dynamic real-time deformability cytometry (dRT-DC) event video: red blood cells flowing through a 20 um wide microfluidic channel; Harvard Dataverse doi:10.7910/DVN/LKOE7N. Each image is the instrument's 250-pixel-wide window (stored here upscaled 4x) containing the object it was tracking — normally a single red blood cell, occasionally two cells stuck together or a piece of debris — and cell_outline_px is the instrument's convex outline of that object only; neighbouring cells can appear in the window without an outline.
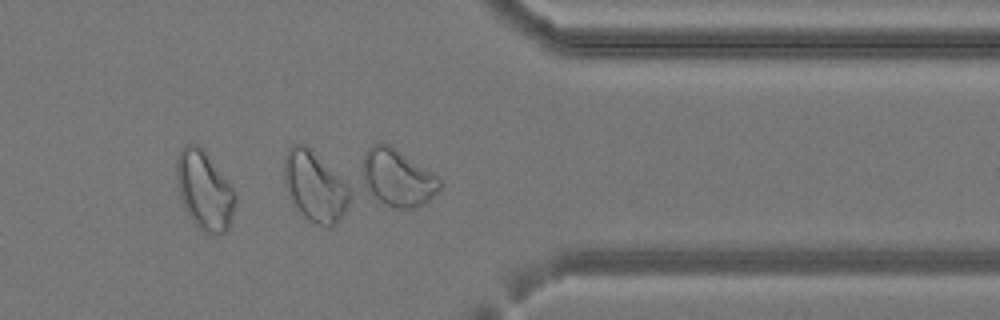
{"species": "common noctule bat (a hibernating species)", "species_latin": "Nyctalus noctula", "temperature_condition": "cold", "stored_images_in_passage": 34, "camera_frame_rate_fps": 3000, "um_per_image_px": 0.085, "animal": {"sex": "female", "body_mass_g": 24.6, "forearm_length_mm": 56.2}, "frame": {"image": 1, "passage_image": 29, "time_ms": 9.333, "image_size_px": [1000, 320], "cell_outline_px": [[444, 184], [424, 204], [412, 208], [392, 208], [384, 204], [364, 184], [364, 152], [372, 144], [388, 144], [440, 176]], "centroid_in_image_um": [33.86, 15.11], "position_along_channel_um": 377.5, "area_um2": 25.37}}